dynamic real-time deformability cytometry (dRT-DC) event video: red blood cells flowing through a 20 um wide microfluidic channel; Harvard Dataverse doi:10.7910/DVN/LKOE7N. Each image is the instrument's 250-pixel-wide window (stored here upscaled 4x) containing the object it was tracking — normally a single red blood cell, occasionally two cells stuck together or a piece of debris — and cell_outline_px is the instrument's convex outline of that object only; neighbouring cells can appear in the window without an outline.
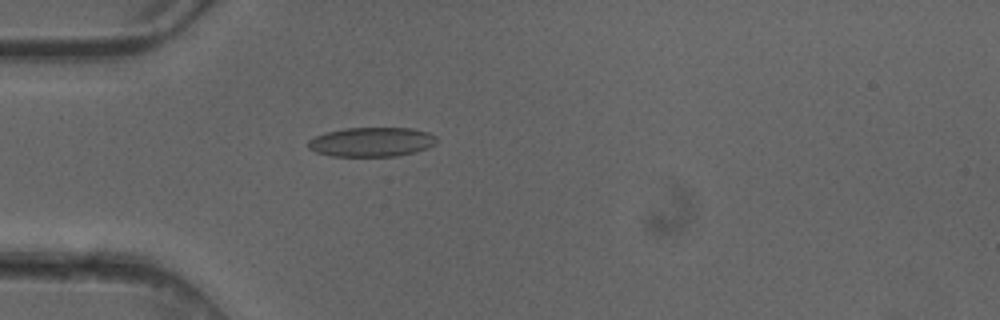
{"species": "common noctule bat (a hibernating species)", "species_latin": "Nyctalus noctula", "temperature_condition": "cold", "stored_images_in_passage": 5, "camera_frame_rate_fps": 3000, "um_per_image_px": 0.085, "animal": {"sex": "female"}, "frame": {"image": 1, "passage_image": 5, "time_ms": 1.333, "image_size_px": [1000, 320], "cell_outline_px": [[436, 144], [428, 148], [416, 152], [396, 156], [332, 156], [316, 152], [308, 148], [308, 140], [324, 132], [344, 128], [412, 128], [428, 132], [436, 136]], "centroid_in_image_um": [31.59, 12.06], "position_along_channel_um": 53.4, "area_um2": 22.14}}